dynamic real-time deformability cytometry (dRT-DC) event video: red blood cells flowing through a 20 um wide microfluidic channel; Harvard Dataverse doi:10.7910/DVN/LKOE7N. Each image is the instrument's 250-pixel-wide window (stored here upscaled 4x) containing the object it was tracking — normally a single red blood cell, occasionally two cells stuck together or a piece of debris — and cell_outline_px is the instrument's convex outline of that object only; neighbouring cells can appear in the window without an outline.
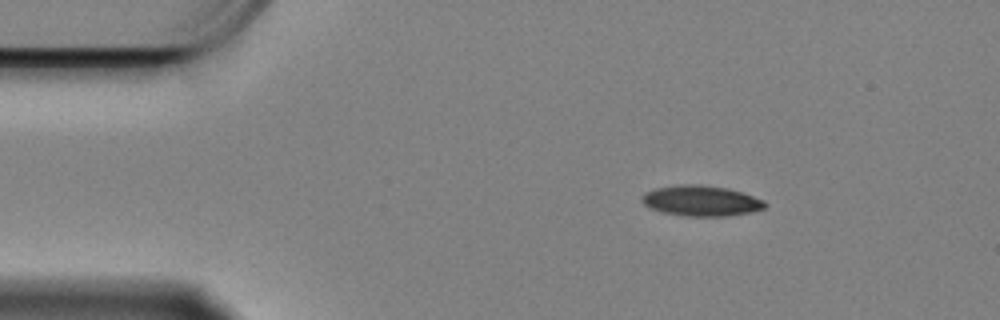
{"species": "Egyptian fruit bat (a non-hibernating species)", "species_latin": "Rousettus aegyptiacus", "temperature_condition": "cold", "stored_images_in_passage": 51, "camera_frame_rate_fps": 3000, "um_per_image_px": 0.085, "animal": {"sex": "female"}, "frame": {"image": 1, "passage_image": 1, "time_ms": 0.0, "image_size_px": [1000, 320], "cell_outline_px": [[768, 204], [764, 208], [748, 212], [728, 216], [688, 216], [664, 212], [652, 208], [644, 204], [640, 200], [640, 196], [644, 192], [652, 188], [676, 184], [700, 184], [728, 188], [764, 200]], "centroid_in_image_um": [59.54, 17.04], "position_along_channel_um": 25.5, "area_um2": 21.96}}
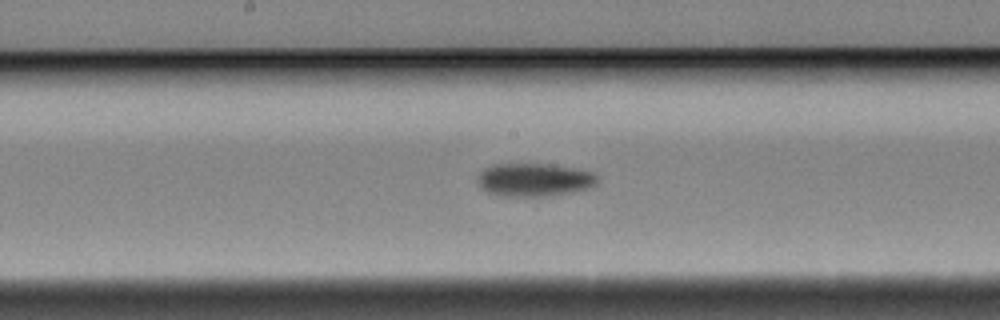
{"frame": {"image": 2, "passage_image": 22, "time_ms": 7.0, "image_size_px": [1000, 320], "cell_outline_px": [[600, 176], [596, 188], [548, 196], [500, 196], [488, 192], [480, 188], [476, 180], [480, 172], [484, 168], [492, 164], [552, 164], [580, 168], [596, 172]], "centroid_in_image_um": [45.5, 15.28], "position_along_channel_um": 202.7, "area_um2": 23.99}}
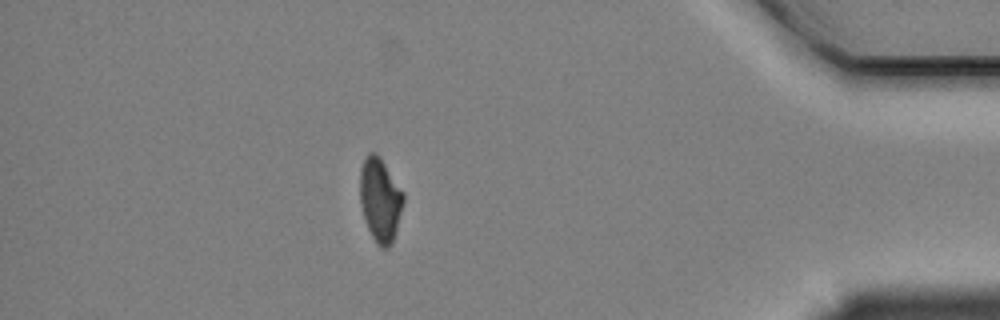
{"frame": {"image": 3, "passage_image": 44, "time_ms": 14.333, "image_size_px": [1000, 320], "cell_outline_px": [[404, 200], [396, 232], [392, 244], [388, 248], [380, 248], [376, 244], [368, 228], [360, 204], [360, 168], [368, 152], [376, 152], [380, 156], [404, 192]], "centroid_in_image_um": [32.32, 16.97], "position_along_channel_um": 402.9, "area_um2": 21.39}, "authors_computed_cell_mechanics": {"area_um2": 22.5998, "velocity_mm_per_s": 3.3428, "shape_relaxation_time_tau1_ms": 4.821, "shape_relaxation_time_tau2_ms": 4.4068, "deformation_change_tau1": 0.1298, "deformation_change_tau2": 0.0763}}